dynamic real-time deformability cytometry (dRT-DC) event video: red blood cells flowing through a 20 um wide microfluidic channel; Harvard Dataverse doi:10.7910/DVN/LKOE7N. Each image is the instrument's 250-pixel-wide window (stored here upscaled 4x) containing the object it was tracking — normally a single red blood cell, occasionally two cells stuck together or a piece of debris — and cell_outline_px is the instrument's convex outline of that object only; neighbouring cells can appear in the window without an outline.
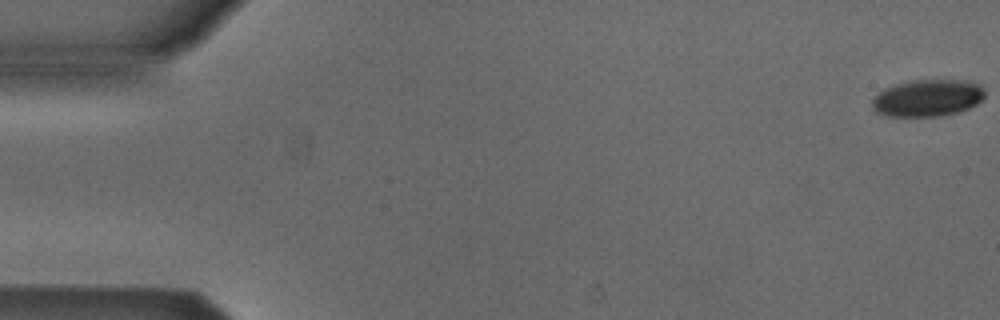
{"species": "Egyptian fruit bat (a non-hibernating species)", "species_latin": "Rousettus aegyptiacus", "temperature_condition": "cold", "stored_images_in_passage": 42, "camera_frame_rate_fps": 3000, "um_per_image_px": 0.085, "animal": {"sex": "male"}, "frame": {"image": 1, "passage_image": 1, "time_ms": 0.0, "image_size_px": [1000, 320], "cell_outline_px": [[984, 96], [976, 104], [968, 108], [956, 112], [940, 116], [888, 116], [876, 112], [872, 108], [872, 100], [884, 88], [896, 84], [912, 80], [968, 80], [980, 84], [984, 88]], "centroid_in_image_um": [78.85, 8.32], "position_along_channel_um": 6.2, "area_um2": 24.22}}
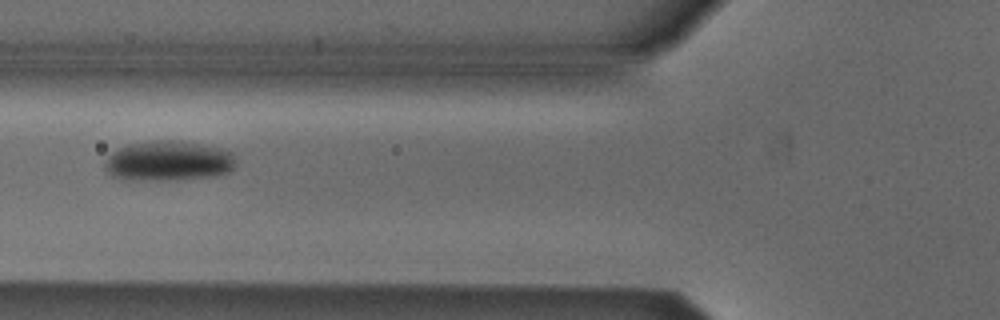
{"frame": {"image": 2, "passage_image": 21, "time_ms": 6.667, "image_size_px": [1000, 320], "cell_outline_px": [[236, 160], [232, 168], [228, 172], [208, 176], [160, 180], [132, 180], [112, 176], [104, 168], [104, 160], [116, 148], [128, 144], [156, 140], [180, 140], [220, 148], [232, 152]], "centroid_in_image_um": [14.26, 13.66], "position_along_channel_um": 111.5, "area_um2": 30.46}}
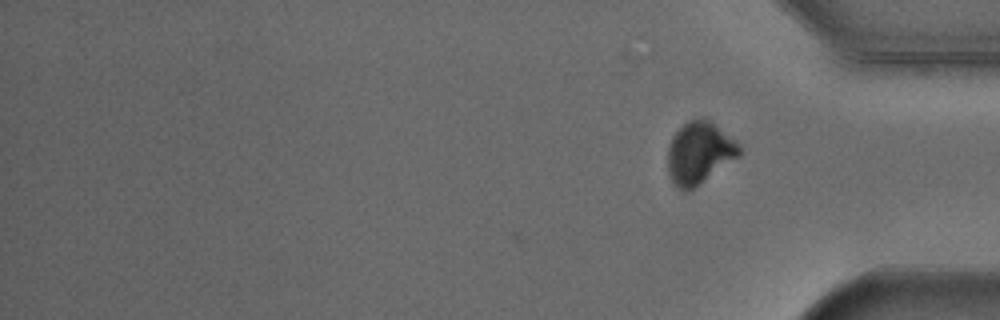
{"frame": {"image": 3, "passage_image": 42, "time_ms": 13.667, "image_size_px": [1000, 320], "cell_outline_px": [[740, 156], [692, 188], [684, 192], [672, 184], [668, 176], [668, 148], [672, 136], [688, 120], [704, 116], [736, 140], [740, 144]], "centroid_in_image_um": [59.43, 12.98], "position_along_channel_um": 375.8, "area_um2": 25.89}, "authors_computed_cell_mechanics": {"area_um2": 29.1601, "velocity_mm_per_s": 3.8473, "shape_relaxation_time_tau1_ms": 2.9065, "shape_relaxation_time_tau2_ms": null, "deformation_change_tau1": 0.0982, "deformation_change_tau2": null}}